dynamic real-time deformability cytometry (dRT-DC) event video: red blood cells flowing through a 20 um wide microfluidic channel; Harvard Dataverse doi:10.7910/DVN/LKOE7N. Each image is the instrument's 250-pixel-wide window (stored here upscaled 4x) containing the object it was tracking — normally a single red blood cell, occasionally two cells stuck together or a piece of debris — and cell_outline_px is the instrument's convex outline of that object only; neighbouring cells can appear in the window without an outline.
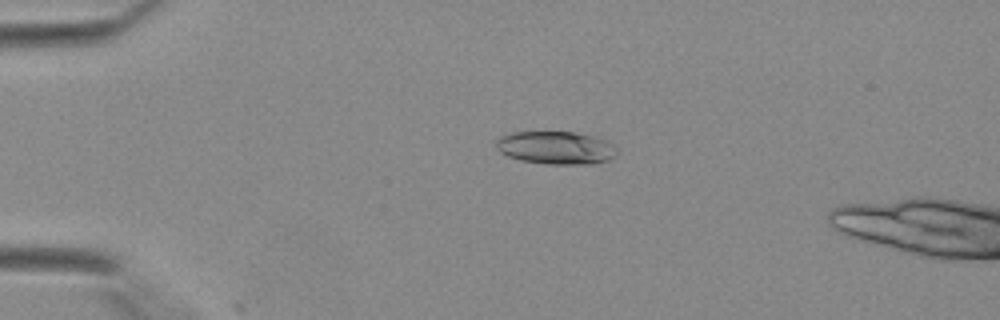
{"species": "Egyptian fruit bat (a non-hibernating species)", "species_latin": "Rousettus aegyptiacus", "temperature_condition": "warm", "stored_images_in_passage": 11, "camera_frame_rate_fps": 3000, "um_per_image_px": 0.085, "animal": {"sex": "female"}, "frame": {"image": 1, "passage_image": 8, "time_ms": 2.333, "image_size_px": [1000, 320], "cell_outline_px": [[616, 152], [608, 160], [592, 164], [548, 164], [520, 160], [508, 156], [500, 152], [496, 148], [496, 140], [500, 136], [512, 132], [576, 132], [592, 136], [604, 140], [612, 144], [616, 148]], "centroid_in_image_um": [47.21, 12.56], "position_along_channel_um": 37.8, "area_um2": 23.06}}